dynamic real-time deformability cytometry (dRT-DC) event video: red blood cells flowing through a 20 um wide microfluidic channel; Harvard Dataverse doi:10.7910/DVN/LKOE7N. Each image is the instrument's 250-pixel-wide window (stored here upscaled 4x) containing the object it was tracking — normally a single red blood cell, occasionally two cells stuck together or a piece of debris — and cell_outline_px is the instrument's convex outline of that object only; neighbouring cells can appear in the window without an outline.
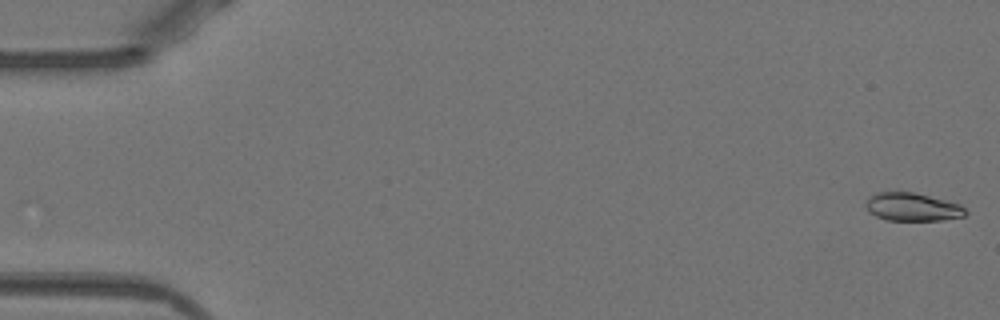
{"species": "Egyptian fruit bat (a non-hibernating species)", "species_latin": "Rousettus aegyptiacus", "temperature_condition": "warm", "stored_images_in_passage": 51, "camera_frame_rate_fps": 3000, "um_per_image_px": 0.085, "animal": {"sex": "female"}, "frame": {"image": 1, "passage_image": 1, "time_ms": 0.0, "image_size_px": [1000, 320], "cell_outline_px": [[968, 212], [964, 216], [940, 220], [888, 220], [876, 216], [868, 212], [864, 204], [868, 196], [876, 192], [912, 192], [960, 204]], "centroid_in_image_um": [77.5, 17.59], "position_along_channel_um": 7.5, "area_um2": 16.3}}
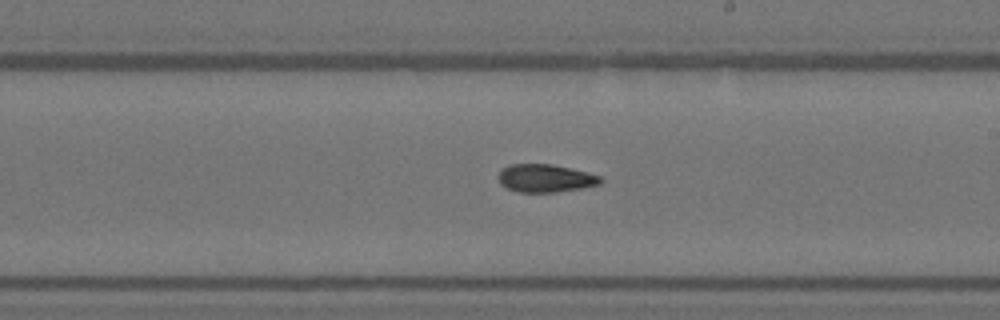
{"frame": {"image": 2, "passage_image": 30, "time_ms": 9.667, "image_size_px": [1000, 320], "cell_outline_px": [[604, 180], [600, 184], [584, 188], [556, 192], [520, 192], [508, 188], [500, 184], [496, 176], [500, 168], [508, 164], [552, 164], [600, 176]], "centroid_in_image_um": [46.3, 15.15], "position_along_channel_um": 242.7, "area_um2": 16.76}}
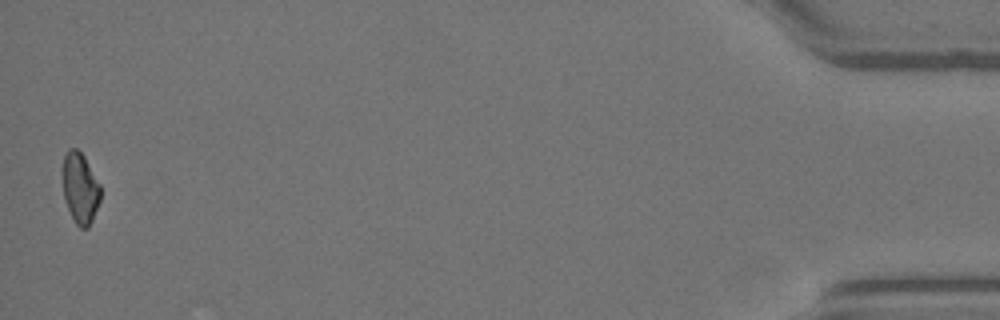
{"frame": {"image": 3, "passage_image": 51, "time_ms": 16.667, "image_size_px": [1000, 320], "cell_outline_px": [[100, 200], [92, 220], [88, 228], [80, 228], [76, 224], [64, 200], [64, 156], [68, 148], [76, 148], [84, 156], [100, 184]], "centroid_in_image_um": [6.83, 16.0], "position_along_channel_um": 428.4, "area_um2": 15.32}, "authors_computed_cell_mechanics": {"area_um2": 16.6464, "velocity_mm_per_s": 3.963, "shape_relaxation_time_tau1_ms": 7.4133, "shape_relaxation_time_tau2_ms": 5.7502, "deformation_change_tau1": 0.1669, "deformation_change_tau2": 0.1179}}